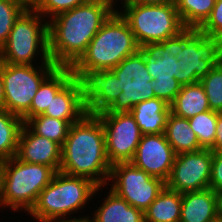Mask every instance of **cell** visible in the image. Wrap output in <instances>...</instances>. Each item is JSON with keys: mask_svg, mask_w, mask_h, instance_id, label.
I'll list each match as a JSON object with an SVG mask.
<instances>
[{"mask_svg": "<svg viewBox=\"0 0 222 222\" xmlns=\"http://www.w3.org/2000/svg\"><path fill=\"white\" fill-rule=\"evenodd\" d=\"M116 10L128 23L140 48L171 57L186 56L194 50L191 33L184 27L175 3L149 5L120 2Z\"/></svg>", "mask_w": 222, "mask_h": 222, "instance_id": "obj_1", "label": "cell"}, {"mask_svg": "<svg viewBox=\"0 0 222 222\" xmlns=\"http://www.w3.org/2000/svg\"><path fill=\"white\" fill-rule=\"evenodd\" d=\"M116 10L117 7L109 0H88L50 19L48 38L51 62L60 67H71Z\"/></svg>", "mask_w": 222, "mask_h": 222, "instance_id": "obj_2", "label": "cell"}, {"mask_svg": "<svg viewBox=\"0 0 222 222\" xmlns=\"http://www.w3.org/2000/svg\"><path fill=\"white\" fill-rule=\"evenodd\" d=\"M111 166L101 120L96 115L87 113L70 126L61 147L59 171L70 176L88 178L106 188Z\"/></svg>", "mask_w": 222, "mask_h": 222, "instance_id": "obj_3", "label": "cell"}, {"mask_svg": "<svg viewBox=\"0 0 222 222\" xmlns=\"http://www.w3.org/2000/svg\"><path fill=\"white\" fill-rule=\"evenodd\" d=\"M101 188L104 189V186H98L88 178L56 172L51 182L40 192L27 215L37 222L87 218V214L85 217L75 215L74 218L72 215L78 211L82 214L83 208L93 200V196H97Z\"/></svg>", "mask_w": 222, "mask_h": 222, "instance_id": "obj_4", "label": "cell"}, {"mask_svg": "<svg viewBox=\"0 0 222 222\" xmlns=\"http://www.w3.org/2000/svg\"><path fill=\"white\" fill-rule=\"evenodd\" d=\"M139 49L128 23L115 11L70 68L74 77L85 81L97 71L111 70Z\"/></svg>", "mask_w": 222, "mask_h": 222, "instance_id": "obj_5", "label": "cell"}, {"mask_svg": "<svg viewBox=\"0 0 222 222\" xmlns=\"http://www.w3.org/2000/svg\"><path fill=\"white\" fill-rule=\"evenodd\" d=\"M170 58L171 56L165 53L141 48L123 59L111 69L118 77L122 92L105 111L100 113L130 112L138 103L155 98L151 80Z\"/></svg>", "mask_w": 222, "mask_h": 222, "instance_id": "obj_6", "label": "cell"}, {"mask_svg": "<svg viewBox=\"0 0 222 222\" xmlns=\"http://www.w3.org/2000/svg\"><path fill=\"white\" fill-rule=\"evenodd\" d=\"M37 57L41 62H36ZM0 62L55 65L49 56L48 20L33 8L25 10L16 20L7 41L0 48Z\"/></svg>", "mask_w": 222, "mask_h": 222, "instance_id": "obj_7", "label": "cell"}, {"mask_svg": "<svg viewBox=\"0 0 222 222\" xmlns=\"http://www.w3.org/2000/svg\"><path fill=\"white\" fill-rule=\"evenodd\" d=\"M55 173L49 166L21 162L16 157L4 160L0 209L28 213Z\"/></svg>", "mask_w": 222, "mask_h": 222, "instance_id": "obj_8", "label": "cell"}, {"mask_svg": "<svg viewBox=\"0 0 222 222\" xmlns=\"http://www.w3.org/2000/svg\"><path fill=\"white\" fill-rule=\"evenodd\" d=\"M57 65H21L1 62L4 85V109L22 117L32 104L42 82Z\"/></svg>", "mask_w": 222, "mask_h": 222, "instance_id": "obj_9", "label": "cell"}, {"mask_svg": "<svg viewBox=\"0 0 222 222\" xmlns=\"http://www.w3.org/2000/svg\"><path fill=\"white\" fill-rule=\"evenodd\" d=\"M108 182L110 190L143 212L166 186L162 179L147 174L132 162L112 165Z\"/></svg>", "mask_w": 222, "mask_h": 222, "instance_id": "obj_10", "label": "cell"}, {"mask_svg": "<svg viewBox=\"0 0 222 222\" xmlns=\"http://www.w3.org/2000/svg\"><path fill=\"white\" fill-rule=\"evenodd\" d=\"M96 116L104 129L109 163L131 162L143 135L131 113H98Z\"/></svg>", "mask_w": 222, "mask_h": 222, "instance_id": "obj_11", "label": "cell"}, {"mask_svg": "<svg viewBox=\"0 0 222 222\" xmlns=\"http://www.w3.org/2000/svg\"><path fill=\"white\" fill-rule=\"evenodd\" d=\"M212 159L211 149L176 155L166 187L180 194L209 188Z\"/></svg>", "mask_w": 222, "mask_h": 222, "instance_id": "obj_12", "label": "cell"}, {"mask_svg": "<svg viewBox=\"0 0 222 222\" xmlns=\"http://www.w3.org/2000/svg\"><path fill=\"white\" fill-rule=\"evenodd\" d=\"M176 153L164 133L144 134L133 160L136 167L166 182L170 176Z\"/></svg>", "mask_w": 222, "mask_h": 222, "instance_id": "obj_13", "label": "cell"}, {"mask_svg": "<svg viewBox=\"0 0 222 222\" xmlns=\"http://www.w3.org/2000/svg\"><path fill=\"white\" fill-rule=\"evenodd\" d=\"M192 75L201 83L211 110L222 112V60L212 50L192 51Z\"/></svg>", "mask_w": 222, "mask_h": 222, "instance_id": "obj_14", "label": "cell"}, {"mask_svg": "<svg viewBox=\"0 0 222 222\" xmlns=\"http://www.w3.org/2000/svg\"><path fill=\"white\" fill-rule=\"evenodd\" d=\"M15 157L21 162L46 165L55 172H59L61 146L46 137L35 134L24 123L19 135Z\"/></svg>", "mask_w": 222, "mask_h": 222, "instance_id": "obj_15", "label": "cell"}, {"mask_svg": "<svg viewBox=\"0 0 222 222\" xmlns=\"http://www.w3.org/2000/svg\"><path fill=\"white\" fill-rule=\"evenodd\" d=\"M87 114L85 81L73 77L51 100L43 115L66 120L70 124Z\"/></svg>", "mask_w": 222, "mask_h": 222, "instance_id": "obj_16", "label": "cell"}, {"mask_svg": "<svg viewBox=\"0 0 222 222\" xmlns=\"http://www.w3.org/2000/svg\"><path fill=\"white\" fill-rule=\"evenodd\" d=\"M191 74L192 52L186 56L171 57L151 80L155 97L171 105Z\"/></svg>", "mask_w": 222, "mask_h": 222, "instance_id": "obj_17", "label": "cell"}, {"mask_svg": "<svg viewBox=\"0 0 222 222\" xmlns=\"http://www.w3.org/2000/svg\"><path fill=\"white\" fill-rule=\"evenodd\" d=\"M86 110L88 114L97 115L105 111L122 92L118 77L112 70H101L85 80Z\"/></svg>", "mask_w": 222, "mask_h": 222, "instance_id": "obj_18", "label": "cell"}, {"mask_svg": "<svg viewBox=\"0 0 222 222\" xmlns=\"http://www.w3.org/2000/svg\"><path fill=\"white\" fill-rule=\"evenodd\" d=\"M222 214V198L212 189L182 194L180 222H214Z\"/></svg>", "mask_w": 222, "mask_h": 222, "instance_id": "obj_19", "label": "cell"}, {"mask_svg": "<svg viewBox=\"0 0 222 222\" xmlns=\"http://www.w3.org/2000/svg\"><path fill=\"white\" fill-rule=\"evenodd\" d=\"M170 108L175 116L186 119L211 110L203 86L192 74L183 83Z\"/></svg>", "mask_w": 222, "mask_h": 222, "instance_id": "obj_20", "label": "cell"}, {"mask_svg": "<svg viewBox=\"0 0 222 222\" xmlns=\"http://www.w3.org/2000/svg\"><path fill=\"white\" fill-rule=\"evenodd\" d=\"M130 113L143 135L160 134L165 131L171 108L164 100L155 97L138 103Z\"/></svg>", "mask_w": 222, "mask_h": 222, "instance_id": "obj_21", "label": "cell"}, {"mask_svg": "<svg viewBox=\"0 0 222 222\" xmlns=\"http://www.w3.org/2000/svg\"><path fill=\"white\" fill-rule=\"evenodd\" d=\"M106 198L94 210L92 222H144V212L131 206L125 199L109 189Z\"/></svg>", "mask_w": 222, "mask_h": 222, "instance_id": "obj_22", "label": "cell"}, {"mask_svg": "<svg viewBox=\"0 0 222 222\" xmlns=\"http://www.w3.org/2000/svg\"><path fill=\"white\" fill-rule=\"evenodd\" d=\"M74 77L70 67L58 66L40 85L30 109L22 116L26 123L31 117L43 114L52 98Z\"/></svg>", "mask_w": 222, "mask_h": 222, "instance_id": "obj_23", "label": "cell"}, {"mask_svg": "<svg viewBox=\"0 0 222 222\" xmlns=\"http://www.w3.org/2000/svg\"><path fill=\"white\" fill-rule=\"evenodd\" d=\"M164 135L176 155L203 149L197 135L190 128L188 119L175 116L173 113L168 116Z\"/></svg>", "mask_w": 222, "mask_h": 222, "instance_id": "obj_24", "label": "cell"}, {"mask_svg": "<svg viewBox=\"0 0 222 222\" xmlns=\"http://www.w3.org/2000/svg\"><path fill=\"white\" fill-rule=\"evenodd\" d=\"M182 194L166 186L144 211V222H180Z\"/></svg>", "mask_w": 222, "mask_h": 222, "instance_id": "obj_25", "label": "cell"}, {"mask_svg": "<svg viewBox=\"0 0 222 222\" xmlns=\"http://www.w3.org/2000/svg\"><path fill=\"white\" fill-rule=\"evenodd\" d=\"M222 41V0H216L206 21L192 34L194 49L212 50Z\"/></svg>", "mask_w": 222, "mask_h": 222, "instance_id": "obj_26", "label": "cell"}, {"mask_svg": "<svg viewBox=\"0 0 222 222\" xmlns=\"http://www.w3.org/2000/svg\"><path fill=\"white\" fill-rule=\"evenodd\" d=\"M23 124L22 117L0 109V159L8 160L16 156Z\"/></svg>", "mask_w": 222, "mask_h": 222, "instance_id": "obj_27", "label": "cell"}, {"mask_svg": "<svg viewBox=\"0 0 222 222\" xmlns=\"http://www.w3.org/2000/svg\"><path fill=\"white\" fill-rule=\"evenodd\" d=\"M215 2L216 0H176L178 15L191 35L209 17Z\"/></svg>", "mask_w": 222, "mask_h": 222, "instance_id": "obj_28", "label": "cell"}, {"mask_svg": "<svg viewBox=\"0 0 222 222\" xmlns=\"http://www.w3.org/2000/svg\"><path fill=\"white\" fill-rule=\"evenodd\" d=\"M35 134L46 137L61 147L68 136L71 124L43 114L31 117L25 123Z\"/></svg>", "mask_w": 222, "mask_h": 222, "instance_id": "obj_29", "label": "cell"}, {"mask_svg": "<svg viewBox=\"0 0 222 222\" xmlns=\"http://www.w3.org/2000/svg\"><path fill=\"white\" fill-rule=\"evenodd\" d=\"M218 112L208 110L188 119L190 128L197 135L198 142L203 149H210L214 145Z\"/></svg>", "mask_w": 222, "mask_h": 222, "instance_id": "obj_30", "label": "cell"}, {"mask_svg": "<svg viewBox=\"0 0 222 222\" xmlns=\"http://www.w3.org/2000/svg\"><path fill=\"white\" fill-rule=\"evenodd\" d=\"M25 10L13 1L0 0V48L7 41L16 20Z\"/></svg>", "mask_w": 222, "mask_h": 222, "instance_id": "obj_31", "label": "cell"}, {"mask_svg": "<svg viewBox=\"0 0 222 222\" xmlns=\"http://www.w3.org/2000/svg\"><path fill=\"white\" fill-rule=\"evenodd\" d=\"M87 1L88 0H35L33 9L49 21L56 15L69 11Z\"/></svg>", "mask_w": 222, "mask_h": 222, "instance_id": "obj_32", "label": "cell"}, {"mask_svg": "<svg viewBox=\"0 0 222 222\" xmlns=\"http://www.w3.org/2000/svg\"><path fill=\"white\" fill-rule=\"evenodd\" d=\"M209 189L222 198V152H213Z\"/></svg>", "mask_w": 222, "mask_h": 222, "instance_id": "obj_33", "label": "cell"}, {"mask_svg": "<svg viewBox=\"0 0 222 222\" xmlns=\"http://www.w3.org/2000/svg\"><path fill=\"white\" fill-rule=\"evenodd\" d=\"M210 149L213 152H222V112H218L214 145Z\"/></svg>", "mask_w": 222, "mask_h": 222, "instance_id": "obj_34", "label": "cell"}, {"mask_svg": "<svg viewBox=\"0 0 222 222\" xmlns=\"http://www.w3.org/2000/svg\"><path fill=\"white\" fill-rule=\"evenodd\" d=\"M122 2H136L149 5H162V4L175 3L176 0H125Z\"/></svg>", "mask_w": 222, "mask_h": 222, "instance_id": "obj_35", "label": "cell"}, {"mask_svg": "<svg viewBox=\"0 0 222 222\" xmlns=\"http://www.w3.org/2000/svg\"><path fill=\"white\" fill-rule=\"evenodd\" d=\"M5 95H4V85L3 78L1 75V62H0V109H4Z\"/></svg>", "mask_w": 222, "mask_h": 222, "instance_id": "obj_36", "label": "cell"}, {"mask_svg": "<svg viewBox=\"0 0 222 222\" xmlns=\"http://www.w3.org/2000/svg\"><path fill=\"white\" fill-rule=\"evenodd\" d=\"M9 1H13V2L21 5L22 7H24L27 10V9L33 8L35 0H9Z\"/></svg>", "mask_w": 222, "mask_h": 222, "instance_id": "obj_37", "label": "cell"}, {"mask_svg": "<svg viewBox=\"0 0 222 222\" xmlns=\"http://www.w3.org/2000/svg\"><path fill=\"white\" fill-rule=\"evenodd\" d=\"M212 51L222 60V41Z\"/></svg>", "mask_w": 222, "mask_h": 222, "instance_id": "obj_38", "label": "cell"}, {"mask_svg": "<svg viewBox=\"0 0 222 222\" xmlns=\"http://www.w3.org/2000/svg\"><path fill=\"white\" fill-rule=\"evenodd\" d=\"M3 169H4V160L0 159V193L2 188Z\"/></svg>", "mask_w": 222, "mask_h": 222, "instance_id": "obj_39", "label": "cell"}, {"mask_svg": "<svg viewBox=\"0 0 222 222\" xmlns=\"http://www.w3.org/2000/svg\"><path fill=\"white\" fill-rule=\"evenodd\" d=\"M57 222H92L89 217L83 219H76V220H61Z\"/></svg>", "mask_w": 222, "mask_h": 222, "instance_id": "obj_40", "label": "cell"}, {"mask_svg": "<svg viewBox=\"0 0 222 222\" xmlns=\"http://www.w3.org/2000/svg\"><path fill=\"white\" fill-rule=\"evenodd\" d=\"M109 1H111L114 5H116V7L118 6L117 4V2L118 1H120V0H109ZM122 1H125V0H121L120 2H122Z\"/></svg>", "mask_w": 222, "mask_h": 222, "instance_id": "obj_41", "label": "cell"}, {"mask_svg": "<svg viewBox=\"0 0 222 222\" xmlns=\"http://www.w3.org/2000/svg\"><path fill=\"white\" fill-rule=\"evenodd\" d=\"M214 222H222V214Z\"/></svg>", "mask_w": 222, "mask_h": 222, "instance_id": "obj_42", "label": "cell"}]
</instances>
